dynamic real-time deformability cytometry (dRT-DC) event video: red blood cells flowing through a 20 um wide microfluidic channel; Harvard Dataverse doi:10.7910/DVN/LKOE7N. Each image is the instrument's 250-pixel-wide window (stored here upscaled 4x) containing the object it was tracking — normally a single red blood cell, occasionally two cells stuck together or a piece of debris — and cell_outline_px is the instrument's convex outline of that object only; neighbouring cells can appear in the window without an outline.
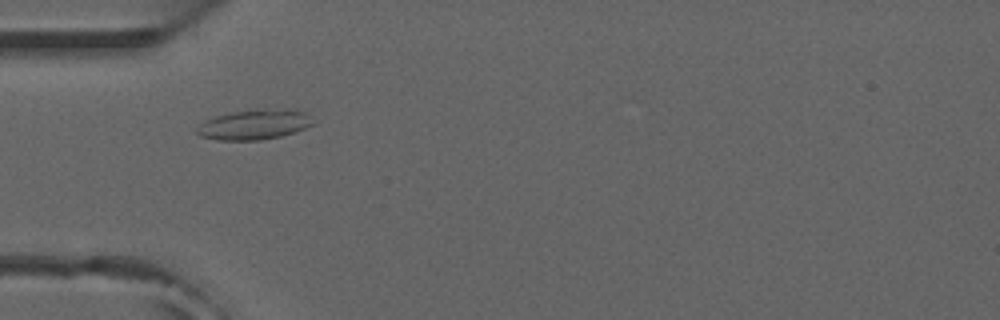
{"species": "common noctule bat (a hibernating species)", "species_latin": "Nyctalus noctula", "temperature_condition": "room temperature", "stored_images_in_passage": 51, "camera_frame_rate_fps": 3000, "um_per_image_px": 0.085, "animal": {"sex": "male", "forearm_length_mm": 52.5}, "frame": {"image": 1, "passage_image": 15, "time_ms": 4.667, "image_size_px": [1000, 320], "cell_outline_px": [[316, 124], [296, 132], [280, 136], [260, 140], [216, 140], [200, 136], [196, 132], [196, 128], [200, 124], [216, 116], [232, 112], [256, 108], [296, 108], [308, 112]], "centroid_in_image_um": [21.72, 10.56], "position_along_channel_um": 63.3, "area_um2": 20.92}}
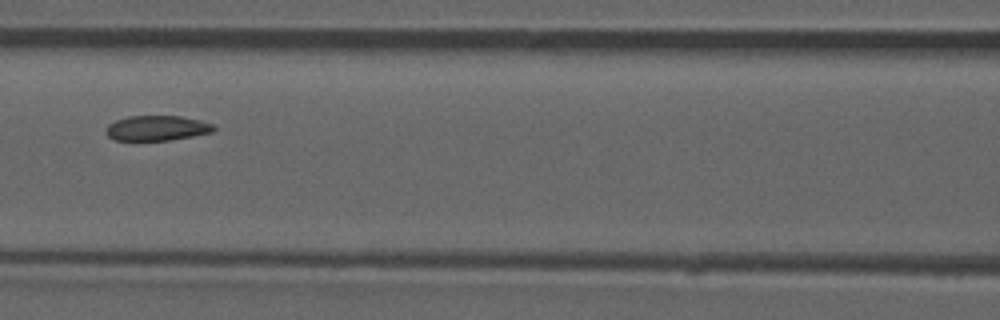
{"frame": {"image": 2, "passage_image": 22, "time_ms": 7.0, "image_size_px": [1000, 320], "cell_outline_px": [[216, 128], [212, 132], [192, 136], [168, 140], [112, 140], [104, 132], [104, 128], [108, 124], [116, 120], [128, 116], [180, 116], [200, 120], [212, 124]], "centroid_in_image_um": [13.28, 10.89], "position_along_channel_um": 153.3, "area_um2": 15.78}, "authors_computed_cell_mechanics": {"area_um2": 17.5712, "velocity_mm_per_s": 3.8991, "shape_relaxation_time_tau1_ms": null, "shape_relaxation_time_tau2_ms": 4.3917, "deformation_change_tau1": null, "deformation_change_tau2": 0.1176}}